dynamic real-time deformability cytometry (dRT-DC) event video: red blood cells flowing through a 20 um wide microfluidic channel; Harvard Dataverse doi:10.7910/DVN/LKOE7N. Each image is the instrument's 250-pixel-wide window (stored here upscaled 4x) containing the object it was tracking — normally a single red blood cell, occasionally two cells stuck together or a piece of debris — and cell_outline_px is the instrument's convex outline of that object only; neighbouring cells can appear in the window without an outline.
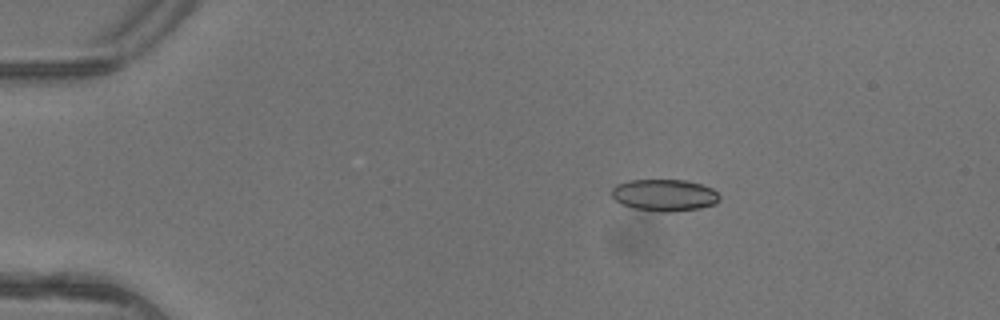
{"species": "common noctule bat (a hibernating species)", "species_latin": "Nyctalus noctula", "temperature_condition": "warm", "stored_images_in_passage": 3, "camera_frame_rate_fps": 3000, "um_per_image_px": 0.085, "animal": {"sex": "female"}, "frame": {"image": 1, "passage_image": 1, "time_ms": 0.0, "image_size_px": [1000, 320], "cell_outline_px": [[720, 200], [716, 204], [700, 208], [668, 212], [660, 212], [636, 208], [620, 204], [612, 196], [612, 188], [616, 184], [628, 180], [688, 180], [712, 188], [720, 196]], "centroid_in_image_um": [56.48, 16.58], "position_along_channel_um": 28.5, "area_um2": 20.06}}